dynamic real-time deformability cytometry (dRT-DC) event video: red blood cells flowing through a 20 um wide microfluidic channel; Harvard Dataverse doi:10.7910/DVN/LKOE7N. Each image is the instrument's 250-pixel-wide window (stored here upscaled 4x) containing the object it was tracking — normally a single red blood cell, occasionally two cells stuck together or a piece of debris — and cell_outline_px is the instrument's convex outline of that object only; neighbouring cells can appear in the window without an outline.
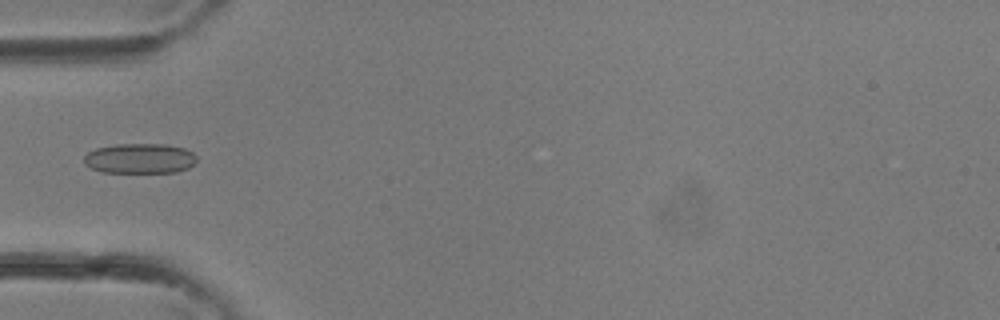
{"species": "common noctule bat (a hibernating species)", "species_latin": "Nyctalus noctula", "temperature_condition": "room temperature", "stored_images_in_passage": 25, "camera_frame_rate_fps": 3000, "um_per_image_px": 0.085, "animal": {"sex": "female"}, "frame": {"image": 1, "passage_image": 3, "time_ms": 0.667, "image_size_px": [1000, 320], "cell_outline_px": [[196, 160], [188, 168], [176, 172], [100, 172], [84, 164], [84, 156], [88, 152], [96, 148], [116, 144], [164, 144], [184, 148], [192, 152], [196, 156]], "centroid_in_image_um": [11.86, 13.47], "position_along_channel_um": 73.1, "area_um2": 19.71}}
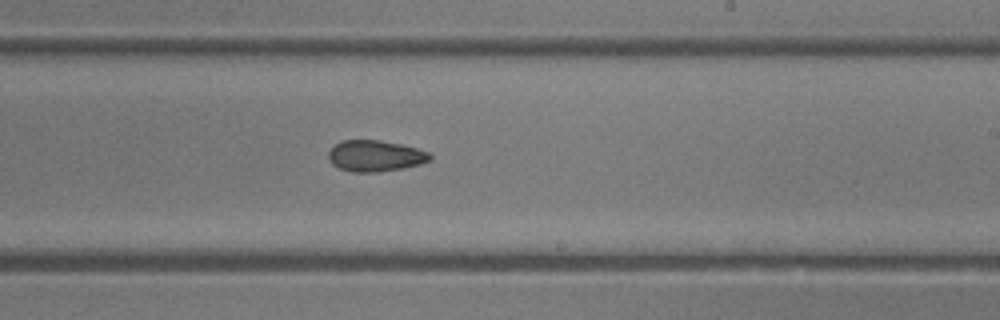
{"frame": {"image": 2, "passage_image": 12, "time_ms": 3.667, "image_size_px": [1000, 320], "cell_outline_px": [[432, 160], [420, 164], [404, 168], [376, 172], [352, 172], [340, 168], [332, 164], [328, 160], [328, 152], [340, 140], [380, 140], [400, 144], [416, 148], [428, 152], [432, 156]], "centroid_in_image_um": [31.89, 13.25], "position_along_channel_um": 257.1, "area_um2": 18.5}}
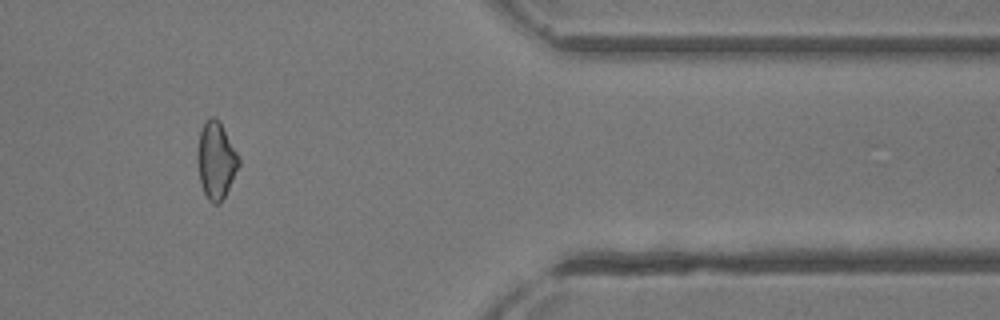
{"frame": {"image": 3, "passage_image": 20, "time_ms": 6.333, "image_size_px": [1000, 320], "cell_outline_px": [[240, 164], [220, 204], [212, 204], [208, 200], [200, 184], [196, 160], [196, 152], [200, 132], [204, 124], [212, 116], [216, 116], [220, 120], [240, 160]], "centroid_in_image_um": [18.33, 13.63], "position_along_channel_um": 393.1, "area_um2": 18.55}}